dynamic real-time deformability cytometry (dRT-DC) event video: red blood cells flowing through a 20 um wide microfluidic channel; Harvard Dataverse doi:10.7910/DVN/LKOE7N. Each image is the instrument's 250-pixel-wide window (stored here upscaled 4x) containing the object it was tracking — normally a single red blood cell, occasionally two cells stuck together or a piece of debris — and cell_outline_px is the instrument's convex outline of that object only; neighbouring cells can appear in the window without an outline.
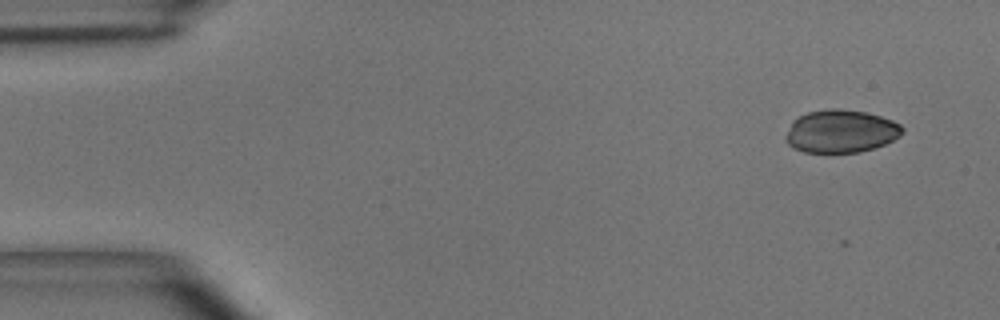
{"species": "common noctule bat (a hibernating species)", "species_latin": "Nyctalus noctula", "temperature_condition": "room temperature", "stored_images_in_passage": 3, "camera_frame_rate_fps": 3000, "um_per_image_px": 0.085, "animal": {"sex": "male", "body_mass_g": 15.6}, "frame": {"image": 1, "passage_image": 1, "time_ms": 0.0, "image_size_px": [1000, 320], "cell_outline_px": [[904, 132], [900, 136], [884, 144], [860, 152], [804, 152], [792, 148], [784, 140], [784, 136], [792, 120], [808, 112], [828, 108], [840, 108], [868, 112], [892, 120], [900, 124], [904, 128]], "centroid_in_image_um": [71.45, 11.15], "position_along_channel_um": 13.6, "area_um2": 29.42}}